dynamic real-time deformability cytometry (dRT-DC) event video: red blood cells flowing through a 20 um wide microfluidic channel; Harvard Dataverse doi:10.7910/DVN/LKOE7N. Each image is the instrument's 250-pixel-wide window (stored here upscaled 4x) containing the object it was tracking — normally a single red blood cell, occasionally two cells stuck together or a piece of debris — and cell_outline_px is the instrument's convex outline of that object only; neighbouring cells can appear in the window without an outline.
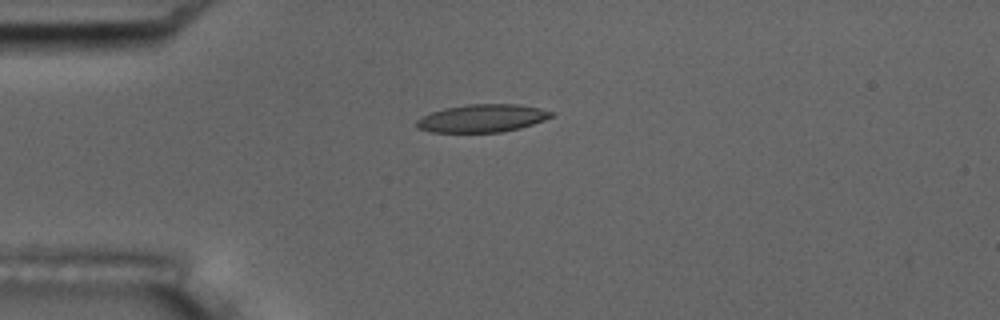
{"species": "common noctule bat (a hibernating species)", "species_latin": "Nyctalus noctula", "temperature_condition": "room temperature", "stored_images_in_passage": 5, "camera_frame_rate_fps": 3000, "um_per_image_px": 0.085, "animal": {"sex": "male", "body_mass_g": 17.5, "forearm_length_mm": 52.3}, "frame": {"image": 1, "passage_image": 5, "time_ms": 4.667, "image_size_px": [1000, 320], "cell_outline_px": [[556, 112], [552, 116], [544, 120], [520, 128], [500, 132], [432, 132], [416, 128], [416, 120], [432, 112], [444, 108], [468, 104], [520, 104], [540, 108]], "centroid_in_image_um": [41.01, 10.04], "position_along_channel_um": 44.0, "area_um2": 21.85}}